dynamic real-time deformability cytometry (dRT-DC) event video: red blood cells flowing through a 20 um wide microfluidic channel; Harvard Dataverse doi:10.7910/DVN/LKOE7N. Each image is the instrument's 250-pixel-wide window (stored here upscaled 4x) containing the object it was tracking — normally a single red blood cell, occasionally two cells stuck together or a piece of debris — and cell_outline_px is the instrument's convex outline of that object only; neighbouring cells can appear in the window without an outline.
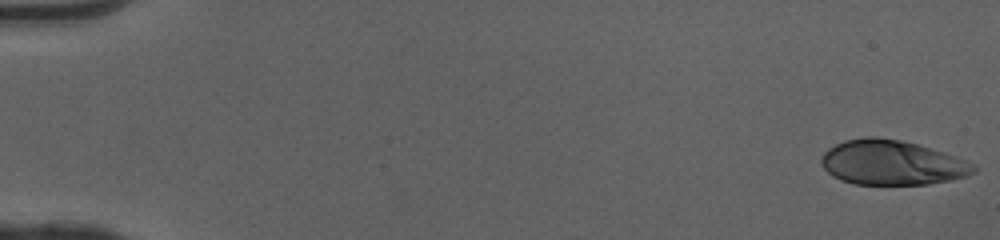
{"species": "human", "species_latin": "Homo sapiens", "temperature_condition": "cold", "stored_images_in_passage": 50, "camera_frame_rate_fps": 3000, "um_per_image_px": 0.085, "donor": {"sex": "female"}, "frame": {"image": 1, "passage_image": 1, "time_ms": 0.0, "image_size_px": [1000, 240], "cell_outline_px": [[976, 172], [968, 176], [928, 184], [856, 184], [840, 180], [832, 176], [820, 164], [820, 160], [824, 152], [828, 148], [844, 140], [864, 136], [876, 136], [900, 140], [916, 144], [964, 160], [972, 164], [976, 168]], "centroid_in_image_um": [75.74, 13.82], "position_along_channel_um": 9.3, "area_um2": 39.42}}
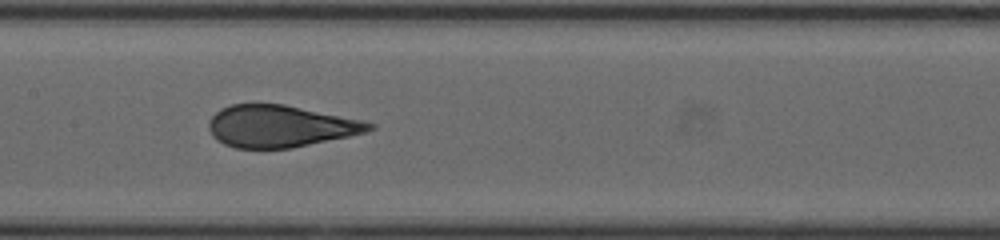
{"frame": {"image": 2, "passage_image": 26, "time_ms": 8.333, "image_size_px": [1000, 240], "cell_outline_px": [[376, 128], [364, 132], [348, 136], [292, 148], [236, 148], [224, 144], [216, 140], [212, 136], [208, 128], [208, 124], [212, 116], [220, 108], [232, 104], [284, 104], [364, 120], [376, 124]], "centroid_in_image_um": [23.81, 10.72], "position_along_channel_um": 183.6, "area_um2": 39.25}}
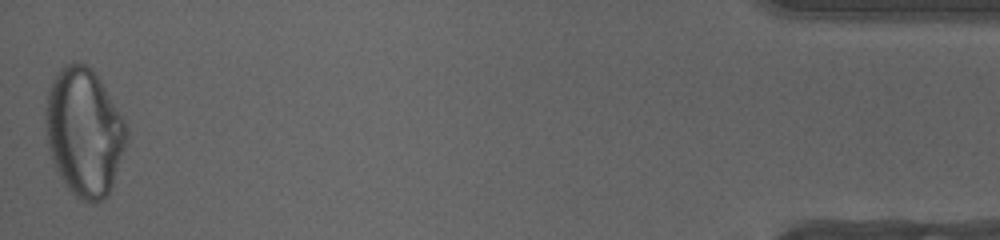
{"frame": {"image": 3, "passage_image": 50, "time_ms": 16.333, "image_size_px": [1000, 240], "cell_outline_px": [[128, 140], [112, 188], [108, 196], [96, 204], [92, 204], [80, 200], [64, 184], [52, 160], [48, 148], [44, 120], [44, 108], [48, 88], [52, 80], [60, 68], [64, 64], [76, 60], [80, 60], [88, 64], [96, 72], [124, 120], [128, 128]], "centroid_in_image_um": [7.15, 11.21], "position_along_channel_um": 428.1, "area_um2": 61.61}, "authors_computed_cell_mechanics": {"area_um2": 40.0843, "velocity_mm_per_s": 4.0961, "shape_relaxation_time_tau1_ms": 6.0992, "shape_relaxation_time_tau2_ms": null, "deformation_change_tau1": 0.2291, "deformation_change_tau2": null}}